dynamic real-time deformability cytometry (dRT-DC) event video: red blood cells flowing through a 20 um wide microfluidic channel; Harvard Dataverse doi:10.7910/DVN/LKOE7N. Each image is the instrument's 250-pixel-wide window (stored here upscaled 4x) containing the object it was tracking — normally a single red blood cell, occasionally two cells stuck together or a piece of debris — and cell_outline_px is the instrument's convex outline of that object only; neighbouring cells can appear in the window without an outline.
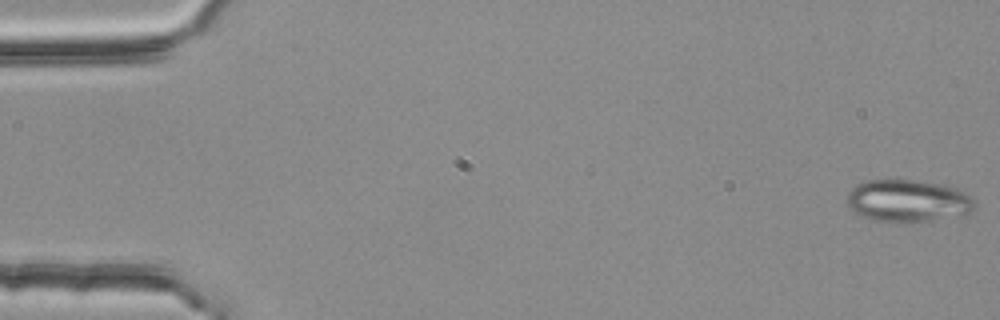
{"species": "common noctule bat (a hibernating species)", "species_latin": "Nyctalus noctula", "temperature_condition": "room temperature", "stored_images_in_passage": 55, "camera_frame_rate_fps": 3000, "um_per_image_px": 0.085, "animal": {"sex": "female", "body_mass_g": 25.1}, "frame": {"image": 1, "passage_image": 1, "time_ms": 0.0, "image_size_px": [1000, 320], "cell_outline_px": [[976, 204], [968, 212], [932, 220], [900, 224], [888, 224], [864, 216], [856, 212], [848, 204], [848, 192], [856, 184], [864, 180], [912, 180], [940, 184], [956, 188], [972, 196]], "centroid_in_image_um": [77.14, 17.08], "position_along_channel_um": 7.9, "area_um2": 31.39}}
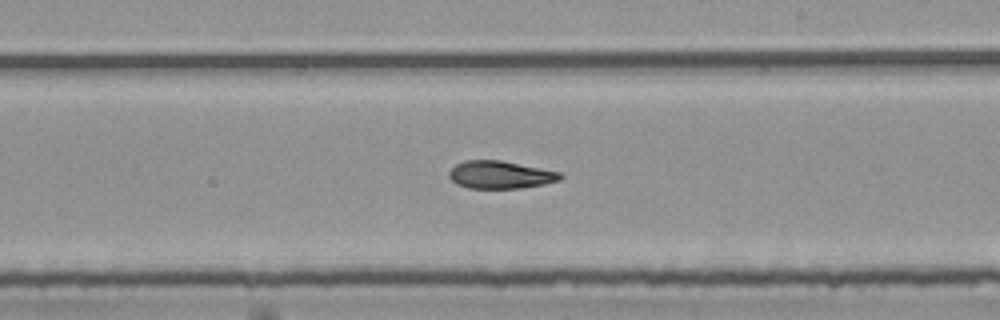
{"frame": {"image": 2, "passage_image": 32, "time_ms": 10.333, "image_size_px": [1000, 320], "cell_outline_px": [[564, 176], [560, 180], [544, 184], [520, 188], [468, 188], [456, 184], [448, 176], [448, 172], [456, 164], [464, 160], [500, 160], [560, 172]], "centroid_in_image_um": [42.51, 14.85], "position_along_channel_um": 246.5, "area_um2": 17.92}}
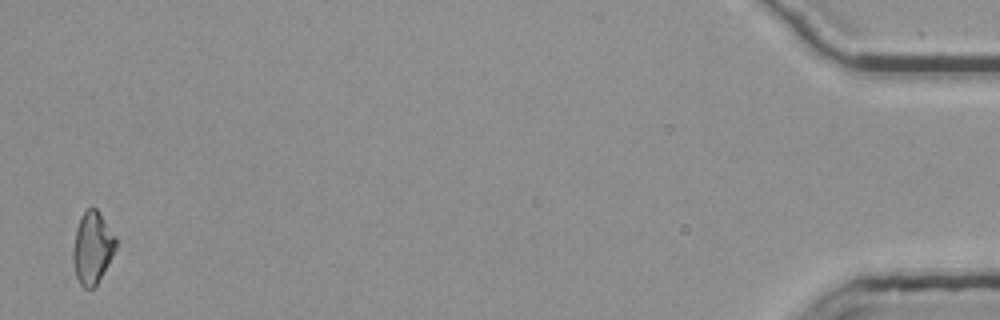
{"frame": {"image": 3, "passage_image": 54, "time_ms": 17.667, "image_size_px": [1000, 320], "cell_outline_px": [[116, 248], [96, 288], [84, 288], [80, 284], [76, 276], [72, 260], [72, 252], [76, 228], [84, 212], [88, 208], [96, 208], [100, 212], [116, 236]], "centroid_in_image_um": [7.86, 21.08], "position_along_channel_um": 427.3, "area_um2": 18.09}, "authors_computed_cell_mechanics": {"area_um2": 18.3804, "velocity_mm_per_s": 3.7622, "shape_relaxation_time_tau1_ms": null, "shape_relaxation_time_tau2_ms": 7.8328, "deformation_change_tau1": null, "deformation_change_tau2": 0.1543}}